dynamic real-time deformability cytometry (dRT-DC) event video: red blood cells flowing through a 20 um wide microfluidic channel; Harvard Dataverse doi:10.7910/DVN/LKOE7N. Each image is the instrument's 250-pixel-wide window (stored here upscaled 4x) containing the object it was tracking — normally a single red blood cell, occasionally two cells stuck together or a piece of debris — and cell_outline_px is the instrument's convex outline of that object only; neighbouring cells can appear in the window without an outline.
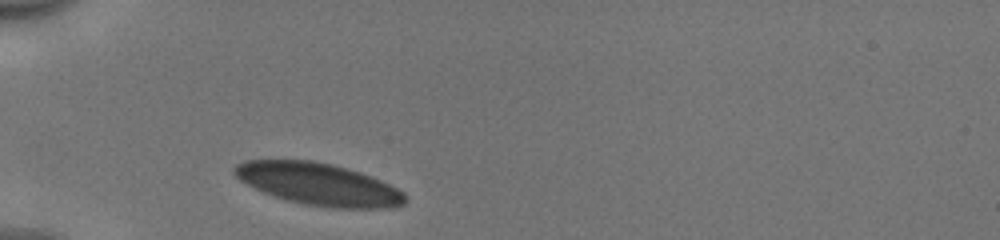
{"species": "human", "species_latin": "Homo sapiens", "temperature_condition": "cold", "stored_images_in_passage": 30, "camera_frame_rate_fps": 3000, "um_per_image_px": 0.085, "donor": {"sex": "male"}, "frame": {"image": 1, "passage_image": 1, "time_ms": 0.0, "image_size_px": [1000, 240], "cell_outline_px": [[408, 200], [404, 204], [392, 208], [336, 208], [304, 204], [288, 200], [264, 192], [240, 180], [232, 172], [232, 168], [236, 164], [244, 160], [312, 160], [332, 164], [348, 168], [372, 176], [404, 192], [408, 196]], "centroid_in_image_um": [27.11, 15.65], "position_along_channel_um": 57.9, "area_um2": 41.91}}
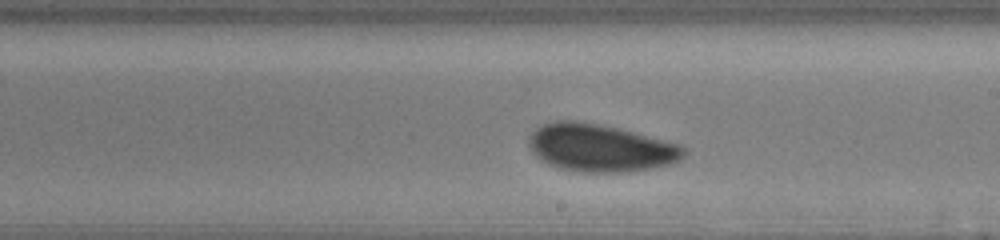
{"frame": {"image": 2, "passage_image": 16, "time_ms": 5.0, "image_size_px": [1000, 240], "cell_outline_px": [[688, 152], [680, 160], [672, 164], [648, 168], [620, 172], [584, 172], [560, 168], [548, 164], [540, 160], [532, 152], [528, 144], [528, 136], [540, 124], [556, 120], [576, 120], [600, 124], [620, 128], [680, 144]], "centroid_in_image_um": [51.0, 12.55], "position_along_channel_um": 238.0, "area_um2": 43.23}}
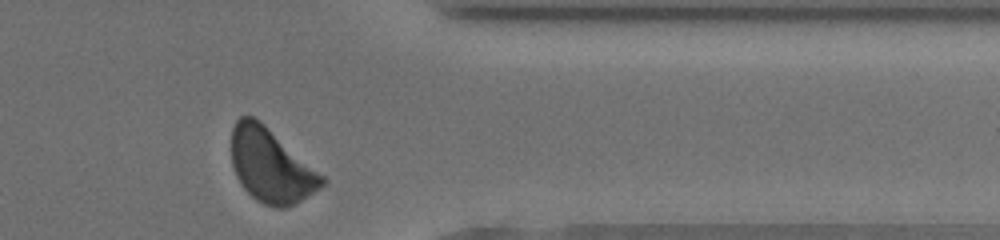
{"frame": {"image": 3, "passage_image": 28, "time_ms": 9.0, "image_size_px": [1000, 240], "cell_outline_px": [[328, 180], [320, 188], [300, 200], [284, 208], [276, 208], [264, 204], [256, 200], [240, 184], [236, 176], [232, 164], [232, 128], [236, 120], [240, 116], [252, 116], [260, 120], [324, 176]], "centroid_in_image_um": [23.01, 14.07], "position_along_channel_um": 388.4, "area_um2": 38.67}, "authors_computed_cell_mechanics": {"area_um2": 41.9917, "velocity_mm_per_s": 3.9111, "shape_relaxation_time_tau1_ms": 3.5131, "shape_relaxation_time_tau2_ms": null, "deformation_change_tau1": 0.0776, "deformation_change_tau2": null}}